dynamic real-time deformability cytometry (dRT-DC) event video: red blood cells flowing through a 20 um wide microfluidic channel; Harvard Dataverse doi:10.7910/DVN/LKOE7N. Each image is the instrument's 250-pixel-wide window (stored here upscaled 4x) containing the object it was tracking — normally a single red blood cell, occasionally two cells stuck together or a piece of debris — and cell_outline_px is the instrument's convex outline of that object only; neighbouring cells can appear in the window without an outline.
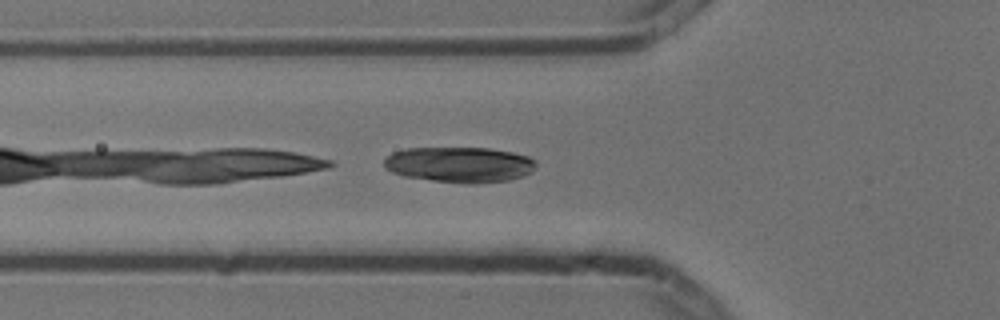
{"species": "common noctule bat (a hibernating species)", "species_latin": "Nyctalus noctula", "temperature_condition": "cold", "stored_images_in_passage": 5, "camera_frame_rate_fps": 3000, "um_per_image_px": 0.085, "animal": {"sex": "male", "body_mass_g": 13.3}, "frame": {"image": 1, "passage_image": 5, "time_ms": 1.333, "image_size_px": [1000, 320], "cell_outline_px": [[536, 168], [532, 172], [524, 176], [508, 180], [476, 184], [464, 184], [432, 180], [404, 176], [392, 172], [384, 168], [384, 160], [392, 152], [404, 148], [488, 148], [512, 152], [528, 156], [536, 160]], "centroid_in_image_um": [39.08, 14.0], "position_along_channel_um": 86.7, "area_um2": 31.79}}